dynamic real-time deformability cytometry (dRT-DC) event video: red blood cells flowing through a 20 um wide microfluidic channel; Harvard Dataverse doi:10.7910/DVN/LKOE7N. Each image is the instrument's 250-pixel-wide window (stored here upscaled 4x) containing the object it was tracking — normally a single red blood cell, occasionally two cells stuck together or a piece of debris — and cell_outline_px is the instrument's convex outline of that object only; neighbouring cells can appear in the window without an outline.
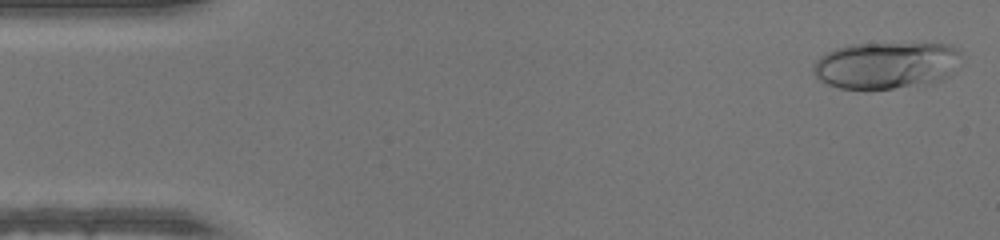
{"species": "human", "species_latin": "Homo sapiens", "temperature_condition": "warm", "stored_images_in_passage": 47, "camera_frame_rate_fps": 3000, "um_per_image_px": 0.085, "donor": {"sex": "male"}, "frame": {"image": 1, "passage_image": 1, "time_ms": 0.0, "image_size_px": [1000, 240], "cell_outline_px": [[960, 52], [952, 72], [944, 80], [932, 84], [892, 88], [840, 88], [828, 84], [820, 80], [812, 72], [812, 64], [820, 56], [836, 48], [848, 44], [948, 44], [960, 48]], "centroid_in_image_um": [75.31, 5.55], "position_along_channel_um": 9.7, "area_um2": 40.34}}
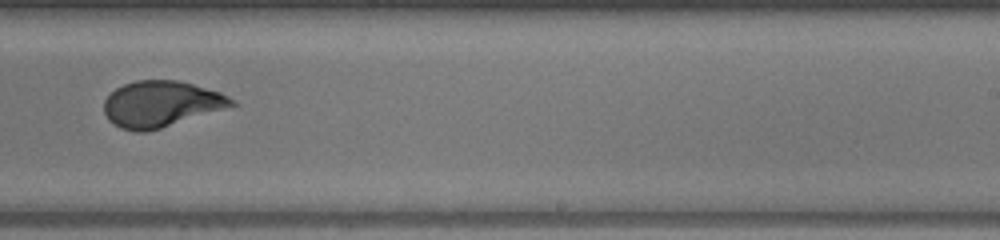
{"frame": {"image": 2, "passage_image": 29, "time_ms": 9.333, "image_size_px": [1000, 240], "cell_outline_px": [[236, 104], [160, 128], [144, 132], [136, 132], [120, 128], [112, 124], [108, 120], [104, 112], [104, 100], [116, 88], [124, 84], [136, 80], [176, 80], [192, 84], [220, 92], [236, 100]], "centroid_in_image_um": [13.63, 8.83], "position_along_channel_um": 275.4, "area_um2": 33.81}}
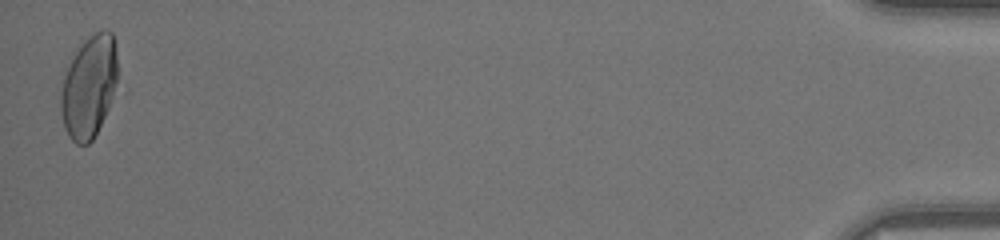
{"frame": {"image": 3, "passage_image": 47, "time_ms": 15.333, "image_size_px": [1000, 240], "cell_outline_px": [[120, 88], [92, 140], [88, 144], [76, 144], [68, 136], [64, 128], [60, 112], [60, 96], [68, 56], [88, 36], [104, 28], [112, 32], [116, 56], [120, 84]], "centroid_in_image_um": [7.58, 7.33], "position_along_channel_um": 427.6, "area_um2": 35.26}}